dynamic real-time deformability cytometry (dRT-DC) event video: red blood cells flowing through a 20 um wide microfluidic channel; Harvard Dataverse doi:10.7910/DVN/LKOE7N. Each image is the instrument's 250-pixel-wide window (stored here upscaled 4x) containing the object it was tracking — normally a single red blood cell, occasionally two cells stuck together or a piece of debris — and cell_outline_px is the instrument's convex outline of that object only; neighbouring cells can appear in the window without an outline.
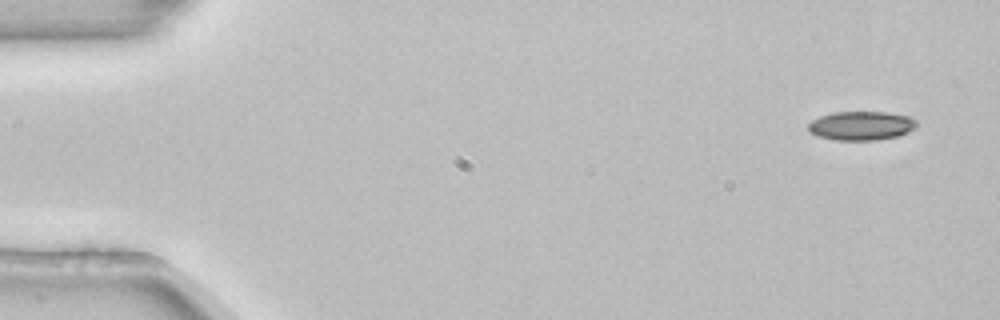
{"species": "common noctule bat (a hibernating species)", "species_latin": "Nyctalus noctula", "temperature_condition": "room temperature", "stored_images_in_passage": 3, "camera_frame_rate_fps": 3000, "um_per_image_px": 0.085, "animal": {"sex": "female", "body_mass_g": 22.7, "forearm_length_mm": 54.2}, "frame": {"image": 1, "passage_image": 1, "time_ms": 0.0, "image_size_px": [1000, 320], "cell_outline_px": [[916, 128], [908, 132], [896, 136], [876, 140], [836, 140], [820, 136], [808, 132], [808, 124], [812, 120], [820, 116], [832, 112], [888, 112], [912, 116], [916, 120]], "centroid_in_image_um": [73.22, 10.67], "position_along_channel_um": 11.8, "area_um2": 18.38}}